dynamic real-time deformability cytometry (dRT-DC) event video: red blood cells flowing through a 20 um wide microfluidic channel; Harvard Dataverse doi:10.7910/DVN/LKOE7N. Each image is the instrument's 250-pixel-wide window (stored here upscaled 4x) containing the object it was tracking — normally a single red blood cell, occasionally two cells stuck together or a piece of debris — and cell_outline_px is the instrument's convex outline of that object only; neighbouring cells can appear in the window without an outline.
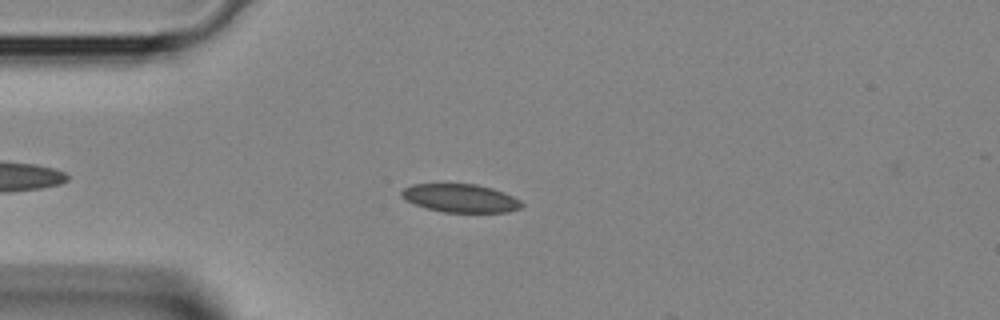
{"species": "Egyptian fruit bat (a non-hibernating species)", "species_latin": "Rousettus aegyptiacus", "temperature_condition": "room temperature", "stored_images_in_passage": 4, "camera_frame_rate_fps": 3000, "um_per_image_px": 0.085, "animal": {"sex": "female"}, "frame": {"image": 1, "passage_image": 4, "time_ms": 1.0, "image_size_px": [1000, 320], "cell_outline_px": [[524, 204], [520, 208], [508, 212], [444, 212], [428, 208], [416, 204], [400, 196], [400, 192], [404, 188], [412, 184], [476, 184], [492, 188], [504, 192], [520, 200]], "centroid_in_image_um": [39.16, 16.84], "position_along_channel_um": 45.8, "area_um2": 19.65}}